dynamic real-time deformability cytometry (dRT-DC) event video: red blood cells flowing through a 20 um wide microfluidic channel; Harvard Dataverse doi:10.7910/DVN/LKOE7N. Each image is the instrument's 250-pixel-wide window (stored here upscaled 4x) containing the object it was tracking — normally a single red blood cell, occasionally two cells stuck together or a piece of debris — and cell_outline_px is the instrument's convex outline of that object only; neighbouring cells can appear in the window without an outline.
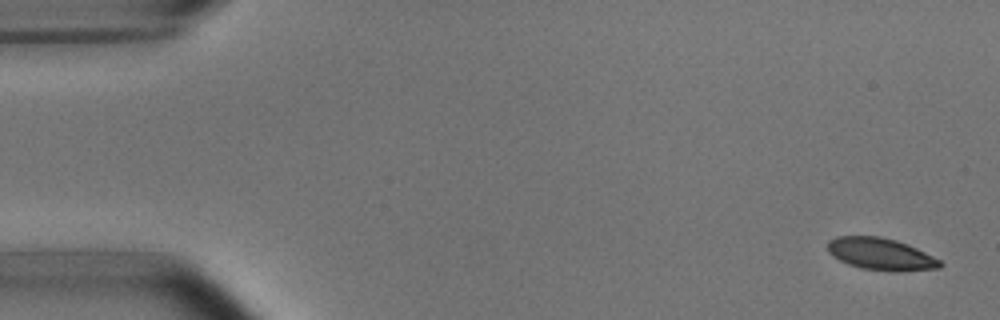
{"species": "common noctule bat (a hibernating species)", "species_latin": "Nyctalus noctula", "temperature_condition": "room temperature", "stored_images_in_passage": 5, "camera_frame_rate_fps": 3000, "um_per_image_px": 0.085, "animal": {"sex": "male", "body_mass_g": 15.6}, "frame": {"image": 1, "passage_image": 1, "time_ms": 0.0, "image_size_px": [1000, 320], "cell_outline_px": [[944, 264], [940, 268], [900, 272], [892, 272], [860, 268], [848, 264], [832, 256], [828, 252], [828, 240], [836, 236], [880, 236], [896, 240], [908, 244], [940, 260]], "centroid_in_image_um": [74.87, 21.6], "position_along_channel_um": 10.1, "area_um2": 21.21}}
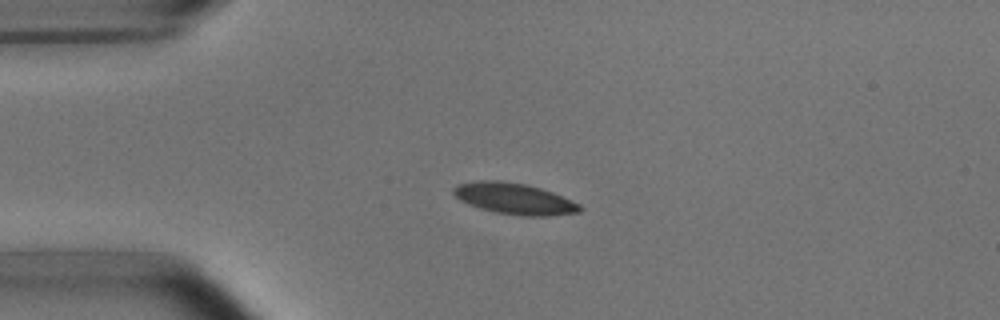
{"frame": {"image": 2, "passage_image": 4, "time_ms": 3.667, "image_size_px": [1000, 320], "cell_outline_px": [[584, 208], [580, 212], [548, 216], [520, 216], [496, 212], [480, 208], [468, 204], [460, 200], [452, 192], [452, 188], [460, 184], [480, 180], [500, 180], [524, 184], [540, 188], [552, 192], [580, 204]], "centroid_in_image_um": [43.73, 16.89], "position_along_channel_um": 41.3, "area_um2": 22.89}}